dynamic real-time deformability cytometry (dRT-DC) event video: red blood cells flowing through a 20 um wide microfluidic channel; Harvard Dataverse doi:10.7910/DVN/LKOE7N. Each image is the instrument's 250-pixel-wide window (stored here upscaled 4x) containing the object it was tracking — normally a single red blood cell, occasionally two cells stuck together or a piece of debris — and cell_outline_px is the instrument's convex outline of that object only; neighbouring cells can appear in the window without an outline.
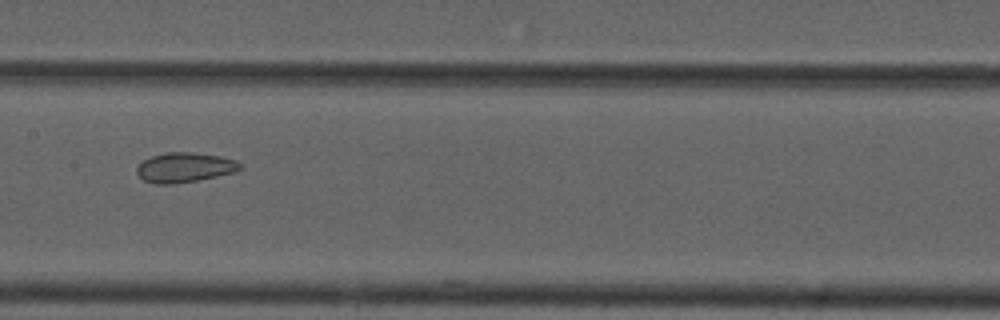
{"species": "common noctule bat (a hibernating species)", "species_latin": "Nyctalus noctula", "temperature_condition": "cold", "stored_images_in_passage": 12, "camera_frame_rate_fps": 3000, "um_per_image_px": 0.085, "animal": {"sex": "male", "forearm_length_mm": 52.5}, "frame": {"image": 1, "passage_image": 6, "time_ms": 7.0, "image_size_px": [1000, 320], "cell_outline_px": [[244, 168], [232, 172], [216, 176], [196, 180], [168, 184], [152, 184], [144, 180], [136, 172], [136, 168], [144, 160], [152, 156], [168, 152], [192, 152], [220, 156], [236, 160]], "centroid_in_image_um": [15.69, 14.23], "position_along_channel_um": 191.7, "area_um2": 17.69}}
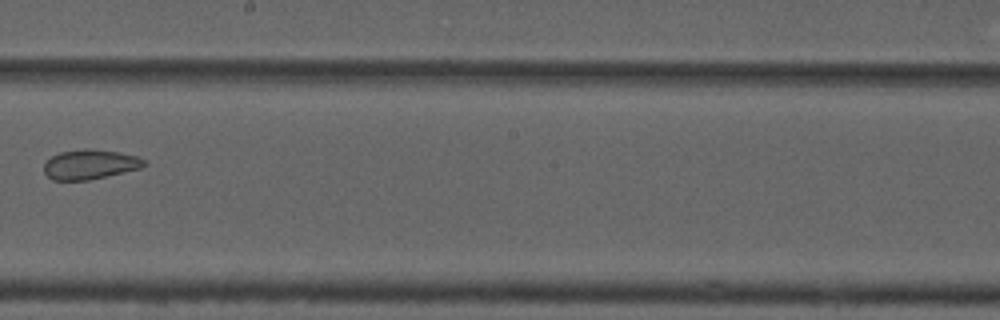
{"frame": {"image": 2, "passage_image": 7, "time_ms": 8.333, "image_size_px": [1000, 320], "cell_outline_px": [[148, 164], [140, 168], [88, 180], [52, 180], [44, 172], [44, 164], [52, 156], [60, 152], [84, 148], [88, 148], [116, 152], [136, 156], [144, 160]], "centroid_in_image_um": [7.63, 13.97], "position_along_channel_um": 240.6, "area_um2": 17.11}, "authors_computed_cell_mechanics": {"area_um2": 20.2589, "velocity_mm_per_s": 3.6907, "shape_relaxation_time_tau1_ms": null, "shape_relaxation_time_tau2_ms": 1.9641, "deformation_change_tau1": null, "deformation_change_tau2": 0.0469}}